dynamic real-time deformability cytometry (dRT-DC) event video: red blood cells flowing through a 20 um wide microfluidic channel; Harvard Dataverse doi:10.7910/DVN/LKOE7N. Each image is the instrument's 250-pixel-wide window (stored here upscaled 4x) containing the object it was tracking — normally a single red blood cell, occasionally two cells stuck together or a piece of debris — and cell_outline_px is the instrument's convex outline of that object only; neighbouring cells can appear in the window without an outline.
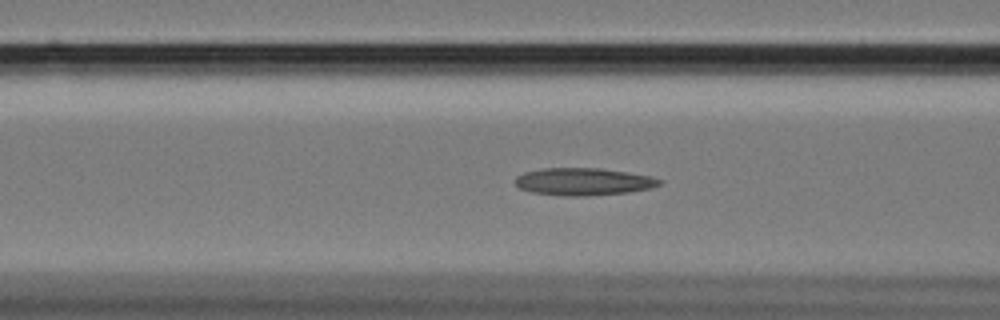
{"species": "Egyptian fruit bat (a non-hibernating species)", "species_latin": "Rousettus aegyptiacus", "temperature_condition": "cold", "stored_images_in_passage": 58, "camera_frame_rate_fps": 3000, "um_per_image_px": 0.085, "animal": {"sex": "female"}, "frame": {"image": 1, "passage_image": 23, "time_ms": 7.333, "image_size_px": [1000, 320], "cell_outline_px": [[664, 180], [660, 184], [652, 188], [628, 192], [584, 196], [564, 196], [532, 192], [520, 188], [516, 184], [516, 176], [524, 172], [544, 168], [600, 168], [628, 172], [652, 176]], "centroid_in_image_um": [49.63, 15.43], "position_along_channel_um": 117.0, "area_um2": 23.06}}
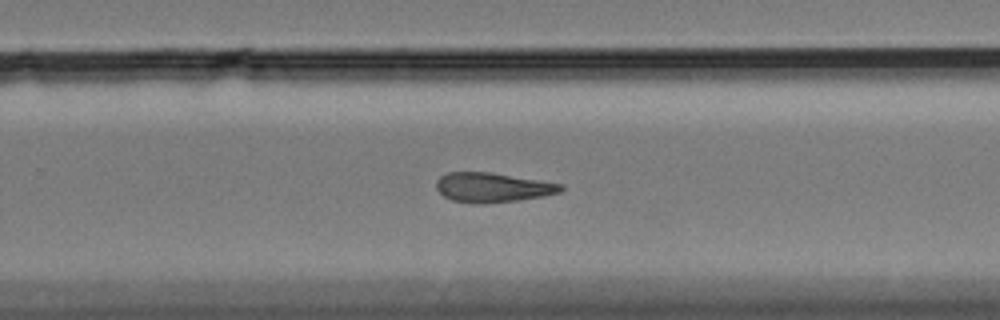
{"frame": {"image": 2, "passage_image": 38, "time_ms": 12.333, "image_size_px": [1000, 320], "cell_outline_px": [[564, 188], [560, 192], [520, 200], [484, 204], [472, 204], [452, 200], [444, 196], [436, 188], [436, 180], [440, 176], [448, 172], [492, 172], [564, 184]], "centroid_in_image_um": [41.85, 15.93], "position_along_channel_um": 287.9, "area_um2": 21.62}}
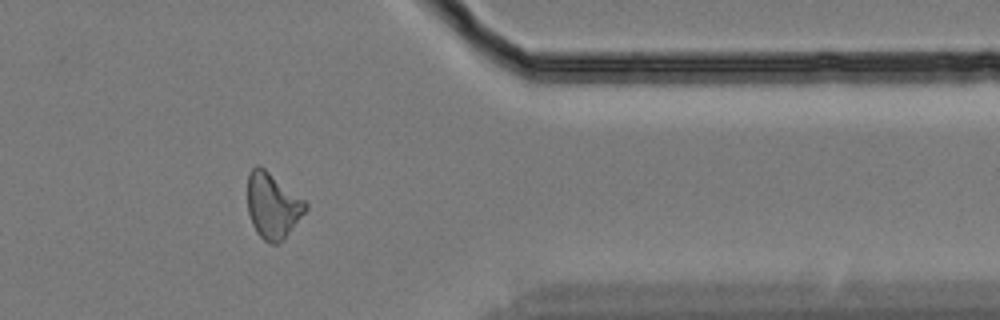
{"frame": {"image": 3, "passage_image": 48, "time_ms": 15.667, "image_size_px": [1000, 320], "cell_outline_px": [[308, 208], [288, 232], [276, 244], [268, 244], [256, 232], [252, 224], [248, 212], [248, 172], [256, 164], [260, 164], [304, 200], [308, 204]], "centroid_in_image_um": [23.14, 17.44], "position_along_channel_um": 388.3, "area_um2": 21.91}, "authors_computed_cell_mechanics": {"area_um2": 22.253, "velocity_mm_per_s": 3.4218, "shape_relaxation_time_tau1_ms": null, "shape_relaxation_time_tau2_ms": 6.0179, "deformation_change_tau1": null, "deformation_change_tau2": 0.1559}}